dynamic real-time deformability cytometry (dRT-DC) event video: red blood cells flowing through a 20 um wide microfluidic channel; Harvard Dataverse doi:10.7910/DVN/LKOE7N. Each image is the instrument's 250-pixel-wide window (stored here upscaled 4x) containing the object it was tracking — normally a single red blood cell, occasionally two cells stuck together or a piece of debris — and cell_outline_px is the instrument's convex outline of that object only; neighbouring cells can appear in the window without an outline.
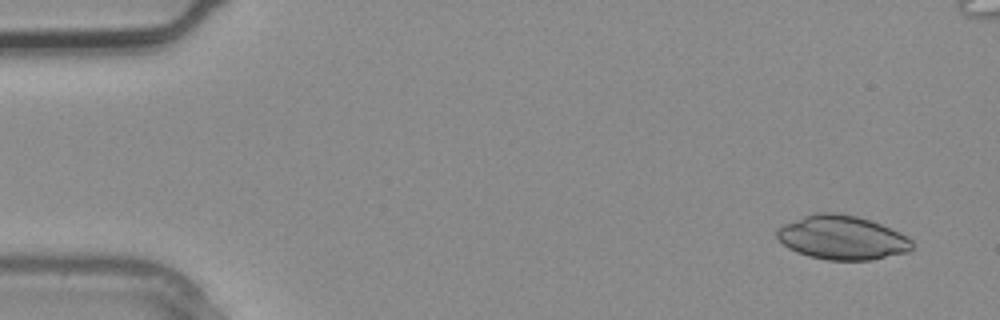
{"species": "common noctule bat (a hibernating species)", "species_latin": "Nyctalus noctula", "temperature_condition": "warm", "stored_images_in_passage": 2, "camera_frame_rate_fps": 3000, "um_per_image_px": 0.085, "animal": {"sex": "male", "body_mass_g": 20.4}, "frame": {"image": 1, "passage_image": 2, "time_ms": 0.333, "image_size_px": [1000, 320], "cell_outline_px": [[912, 248], [908, 252], [872, 260], [828, 260], [808, 256], [796, 252], [788, 248], [776, 236], [776, 228], [784, 224], [804, 216], [816, 212], [832, 212], [856, 216], [880, 224], [900, 232], [908, 236], [912, 240]], "centroid_in_image_um": [71.57, 20.2], "position_along_channel_um": 13.4, "area_um2": 34.68}}